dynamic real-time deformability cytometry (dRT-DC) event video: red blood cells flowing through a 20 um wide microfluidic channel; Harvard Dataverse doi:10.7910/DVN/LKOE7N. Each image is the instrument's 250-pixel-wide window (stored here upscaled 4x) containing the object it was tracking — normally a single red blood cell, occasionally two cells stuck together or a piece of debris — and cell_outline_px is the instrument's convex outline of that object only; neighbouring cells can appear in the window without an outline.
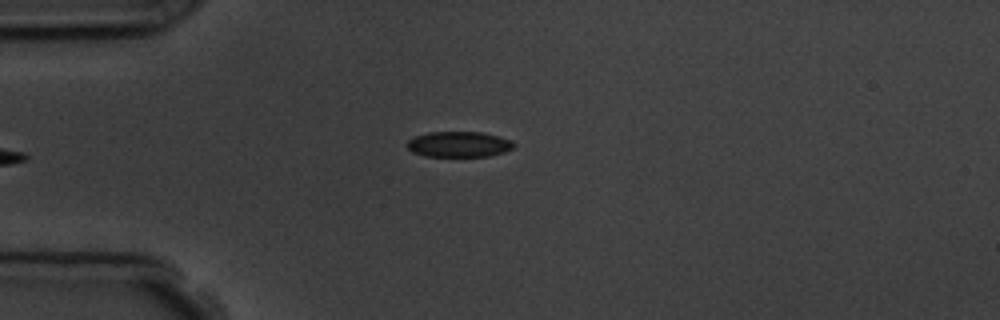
{"species": "common noctule bat (a hibernating species)", "species_latin": "Nyctalus noctula", "temperature_condition": "room temperature", "stored_images_in_passage": 5, "camera_frame_rate_fps": 3000, "um_per_image_px": 0.085, "animal": {"sex": "male", "body_mass_g": 19.5, "forearm_length_mm": 54.6}, "frame": {"image": 1, "passage_image": 5, "time_ms": 4.667, "image_size_px": [1000, 320], "cell_outline_px": [[516, 144], [512, 148], [504, 152], [488, 156], [424, 156], [412, 152], [404, 144], [412, 136], [428, 132], [484, 132], [500, 136], [512, 140]], "centroid_in_image_um": [38.98, 12.25], "position_along_channel_um": 46.0, "area_um2": 16.18}}